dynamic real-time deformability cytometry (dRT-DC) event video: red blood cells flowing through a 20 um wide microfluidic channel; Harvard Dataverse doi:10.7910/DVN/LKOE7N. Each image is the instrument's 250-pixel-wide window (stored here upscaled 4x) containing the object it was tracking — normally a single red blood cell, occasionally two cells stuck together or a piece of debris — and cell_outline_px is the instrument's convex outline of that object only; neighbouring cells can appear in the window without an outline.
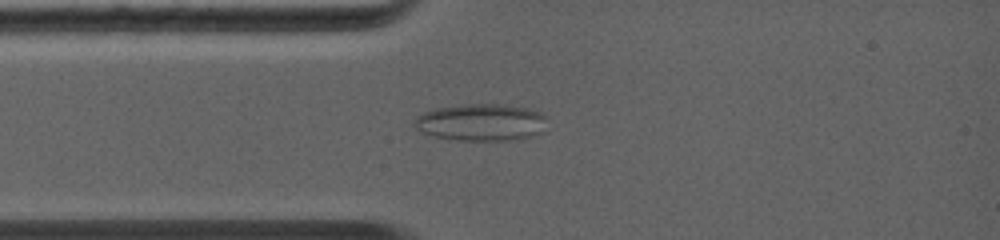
{"species": "common noctule bat (a hibernating species)", "species_latin": "Nyctalus noctula", "temperature_condition": "warm", "stored_images_in_passage": 25, "camera_frame_rate_fps": 5000, "um_per_image_px": 0.085, "animal": {"sex": "female", "body_mass_g": 19.0, "forearm_length_mm": 56.7}, "frame": {"image": 1, "passage_image": 4, "time_ms": 2.2, "image_size_px": [1000, 240], "cell_outline_px": [[540, 116], [532, 132], [528, 136], [504, 140], [460, 140], [436, 136], [424, 132], [416, 124], [416, 120], [424, 112], [436, 108], [460, 104], [504, 104], [528, 108], [540, 112]], "centroid_in_image_um": [40.74, 10.36], "position_along_channel_um": 44.3, "area_um2": 26.82}}
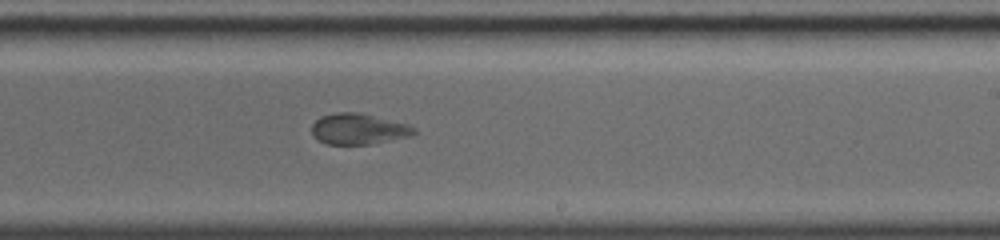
{"frame": {"image": 2, "passage_image": 14, "time_ms": 7.0, "image_size_px": [1000, 240], "cell_outline_px": [[416, 132], [408, 136], [368, 144], [328, 144], [320, 140], [312, 132], [312, 124], [320, 116], [336, 112], [356, 112], [408, 124], [416, 128]], "centroid_in_image_um": [30.45, 10.95], "position_along_channel_um": 258.6, "area_um2": 17.98}}
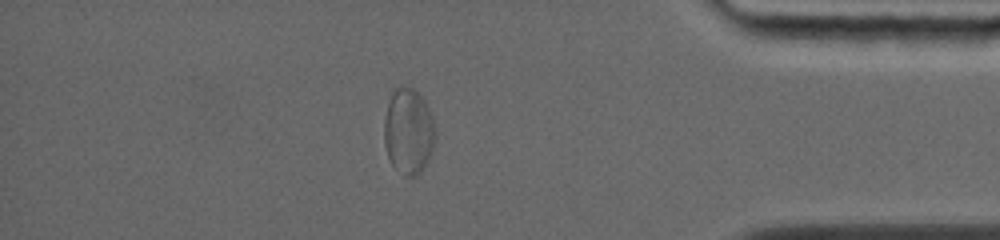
{"frame": {"image": 3, "passage_image": 22, "time_ms": 10.8, "image_size_px": [1000, 240], "cell_outline_px": [[436, 136], [432, 148], [424, 164], [412, 176], [408, 176], [392, 164], [388, 156], [384, 140], [384, 120], [388, 104], [392, 92], [400, 84], [412, 88], [424, 100], [432, 116]], "centroid_in_image_um": [34.7, 11.07], "position_along_channel_um": 400.5, "area_um2": 24.85}}